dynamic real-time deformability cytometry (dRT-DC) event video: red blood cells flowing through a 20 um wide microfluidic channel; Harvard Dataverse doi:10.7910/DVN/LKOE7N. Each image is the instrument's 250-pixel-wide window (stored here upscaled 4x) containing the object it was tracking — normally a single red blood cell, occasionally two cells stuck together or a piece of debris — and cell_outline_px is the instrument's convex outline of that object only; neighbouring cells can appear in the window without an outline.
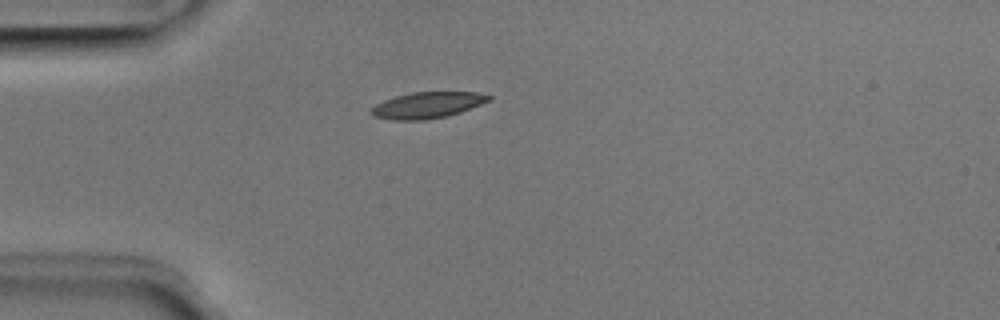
{"species": "Egyptian fruit bat (a non-hibernating species)", "species_latin": "Rousettus aegyptiacus", "temperature_condition": "room temperature", "stored_images_in_passage": 5, "camera_frame_rate_fps": 3000, "um_per_image_px": 0.085, "animal": {"sex": "male"}, "frame": {"image": 1, "passage_image": 5, "time_ms": 1.333, "image_size_px": [1000, 320], "cell_outline_px": [[492, 100], [460, 112], [448, 116], [424, 120], [392, 120], [372, 116], [368, 112], [376, 104], [384, 100], [396, 96], [412, 92], [476, 92], [492, 96]], "centroid_in_image_um": [36.32, 8.94], "position_along_channel_um": 48.7, "area_um2": 18.03}}